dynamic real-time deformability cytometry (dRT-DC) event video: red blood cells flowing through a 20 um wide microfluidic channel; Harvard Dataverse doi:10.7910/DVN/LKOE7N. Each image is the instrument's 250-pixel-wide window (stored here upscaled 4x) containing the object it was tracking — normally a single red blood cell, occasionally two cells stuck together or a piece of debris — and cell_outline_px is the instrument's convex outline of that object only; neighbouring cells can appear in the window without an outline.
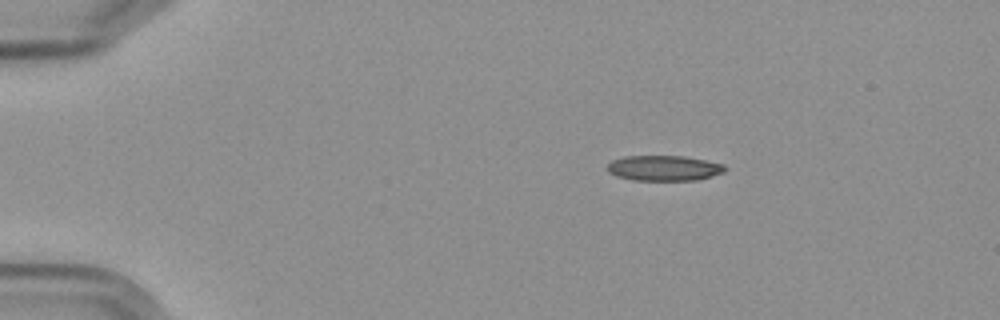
{"species": "Egyptian fruit bat (a non-hibernating species)", "species_latin": "Rousettus aegyptiacus", "temperature_condition": "cold", "stored_images_in_passage": 3, "camera_frame_rate_fps": 3000, "um_per_image_px": 0.085, "frame": {"image": 1, "passage_image": 1, "time_ms": 0.0, "image_size_px": [1000, 320], "cell_outline_px": [[728, 168], [724, 172], [712, 176], [696, 180], [632, 180], [616, 176], [608, 172], [608, 164], [612, 160], [624, 156], [684, 156], [724, 164]], "centroid_in_image_um": [56.44, 14.29], "position_along_channel_um": 28.6, "area_um2": 17.4}}